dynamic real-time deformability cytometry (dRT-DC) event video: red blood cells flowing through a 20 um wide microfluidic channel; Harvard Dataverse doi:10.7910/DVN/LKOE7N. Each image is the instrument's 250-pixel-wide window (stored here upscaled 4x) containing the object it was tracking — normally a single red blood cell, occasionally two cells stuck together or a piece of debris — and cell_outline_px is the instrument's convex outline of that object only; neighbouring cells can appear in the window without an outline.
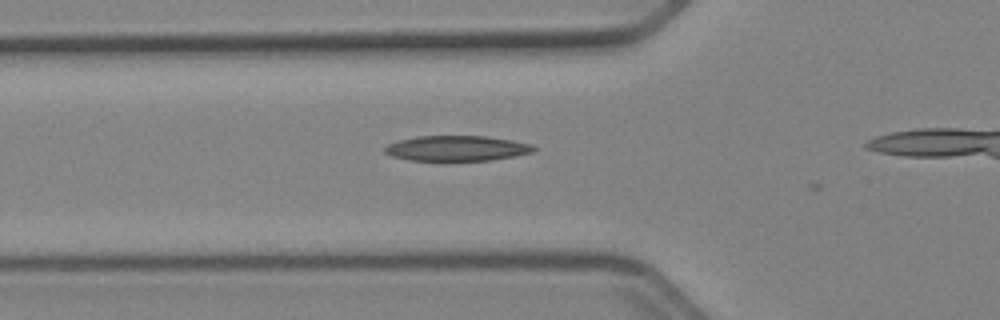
{"species": "Egyptian fruit bat (a non-hibernating species)", "species_latin": "Rousettus aegyptiacus", "temperature_condition": "cold", "stored_images_in_passage": 3, "camera_frame_rate_fps": 3000, "um_per_image_px": 0.085, "animal": {"sex": "female"}, "frame": {"image": 1, "passage_image": 2, "time_ms": 0.333, "image_size_px": [1000, 320], "cell_outline_px": [[536, 148], [532, 152], [492, 160], [408, 160], [392, 156], [384, 152], [384, 148], [388, 144], [400, 140], [416, 136], [488, 136], [512, 140], [532, 144]], "centroid_in_image_um": [38.82, 12.6], "position_along_channel_um": 87.0, "area_um2": 21.79}}